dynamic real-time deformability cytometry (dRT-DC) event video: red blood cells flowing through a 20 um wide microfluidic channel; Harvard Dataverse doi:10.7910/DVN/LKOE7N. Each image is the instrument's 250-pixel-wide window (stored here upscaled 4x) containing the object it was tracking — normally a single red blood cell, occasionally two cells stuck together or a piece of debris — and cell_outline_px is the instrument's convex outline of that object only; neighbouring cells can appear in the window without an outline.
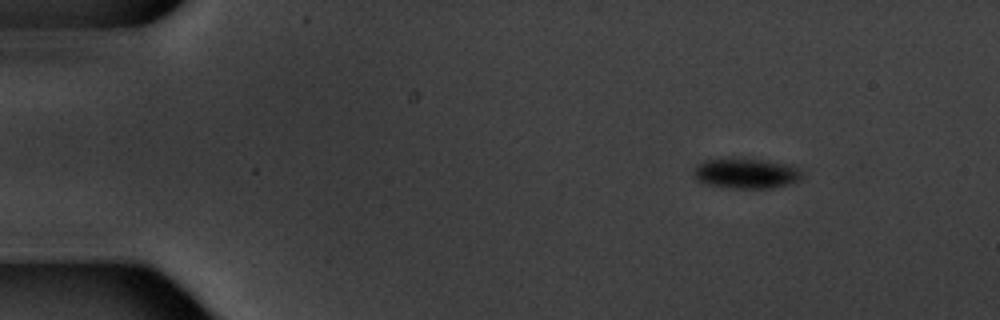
{"species": "common noctule bat (a hibernating species)", "species_latin": "Nyctalus noctula", "temperature_condition": "warm", "stored_images_in_passage": 5, "camera_frame_rate_fps": 3000, "um_per_image_px": 0.085, "animal": {"sex": "male", "body_mass_g": 20.1, "forearm_length_mm": 53.5}, "frame": {"image": 1, "passage_image": 1, "time_ms": 0.0, "image_size_px": [1000, 320], "cell_outline_px": [[804, 180], [772, 188], [732, 188], [704, 184], [696, 180], [696, 168], [704, 160], [732, 156], [764, 160], [788, 164], [800, 168], [804, 172]], "centroid_in_image_um": [63.49, 14.71], "position_along_channel_um": 21.5, "area_um2": 19.65}}
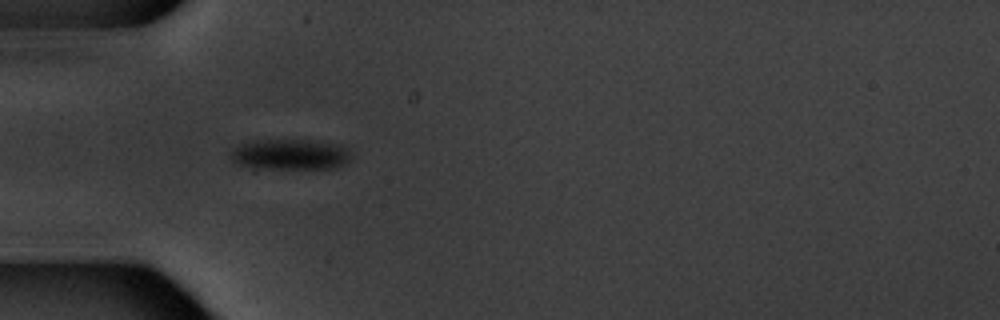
{"frame": {"image": 2, "passage_image": 4, "time_ms": 3.667, "image_size_px": [1000, 320], "cell_outline_px": [[352, 156], [348, 160], [336, 168], [264, 168], [236, 164], [232, 160], [232, 148], [240, 144], [256, 140], [308, 140], [344, 144]], "centroid_in_image_um": [24.7, 13.11], "position_along_channel_um": 60.3, "area_um2": 21.39}}